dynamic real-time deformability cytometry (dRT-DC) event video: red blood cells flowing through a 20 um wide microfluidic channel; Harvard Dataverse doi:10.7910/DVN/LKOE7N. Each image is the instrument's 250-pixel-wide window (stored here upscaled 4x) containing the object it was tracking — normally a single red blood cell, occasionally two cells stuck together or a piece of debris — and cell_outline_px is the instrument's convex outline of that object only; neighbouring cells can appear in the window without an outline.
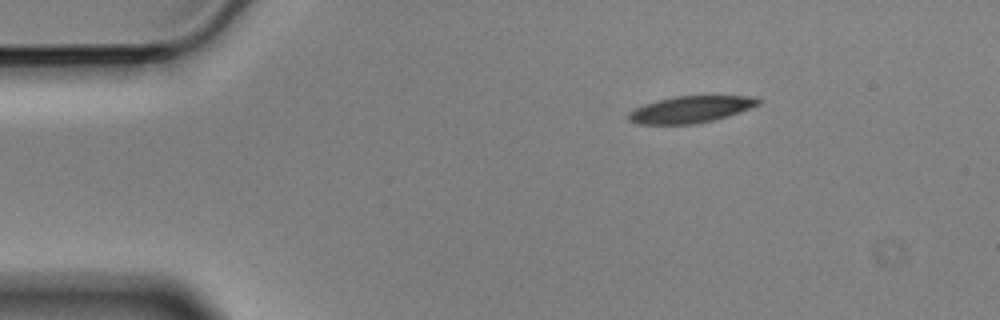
{"species": "Egyptian fruit bat (a non-hibernating species)", "species_latin": "Rousettus aegyptiacus", "temperature_condition": "cold", "stored_images_in_passage": 3, "camera_frame_rate_fps": 3000, "um_per_image_px": 0.085, "animal": {"sex": "male"}, "frame": {"image": 1, "passage_image": 1, "time_ms": 0.0, "image_size_px": [1000, 320], "cell_outline_px": [[760, 104], [740, 112], [728, 116], [696, 124], [636, 124], [628, 120], [628, 112], [644, 104], [676, 96], [756, 96], [760, 100]], "centroid_in_image_um": [58.71, 9.3], "position_along_channel_um": 26.3, "area_um2": 20.11}}